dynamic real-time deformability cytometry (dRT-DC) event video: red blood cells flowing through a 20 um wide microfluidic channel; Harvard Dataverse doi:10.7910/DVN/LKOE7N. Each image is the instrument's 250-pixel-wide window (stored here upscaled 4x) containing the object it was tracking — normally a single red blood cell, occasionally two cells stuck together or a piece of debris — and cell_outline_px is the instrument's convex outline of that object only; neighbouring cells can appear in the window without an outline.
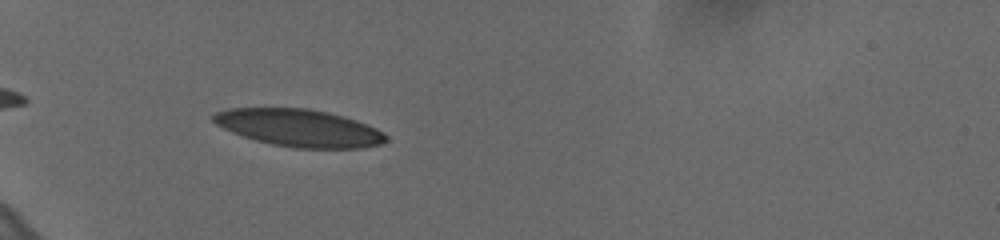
{"species": "human", "species_latin": "Homo sapiens", "temperature_condition": "cold", "stored_images_in_passage": 16, "camera_frame_rate_fps": 3000, "um_per_image_px": 0.085, "donor": {"sex": "female"}, "frame": {"image": 1, "passage_image": 3, "time_ms": 0.667, "image_size_px": [1000, 240], "cell_outline_px": [[388, 140], [380, 144], [360, 148], [292, 148], [272, 144], [256, 140], [232, 132], [216, 124], [212, 120], [212, 116], [216, 112], [228, 108], [308, 108], [328, 112], [356, 120], [376, 128], [384, 132], [388, 136]], "centroid_in_image_um": [25.44, 10.87], "position_along_channel_um": 59.6, "area_um2": 37.51}}
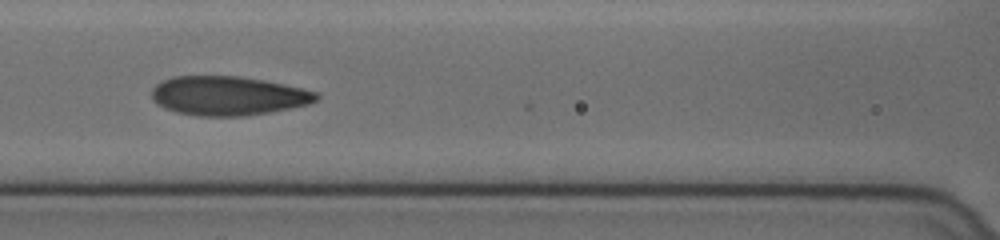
{"frame": {"image": 2, "passage_image": 11, "time_ms": 3.333, "image_size_px": [1000, 240], "cell_outline_px": [[320, 96], [316, 100], [308, 104], [268, 112], [244, 116], [196, 116], [176, 112], [164, 108], [152, 100], [152, 88], [156, 84], [172, 76], [240, 76], [264, 80], [300, 88], [316, 92]], "centroid_in_image_um": [19.33, 8.14], "position_along_channel_um": 147.3, "area_um2": 37.4}}
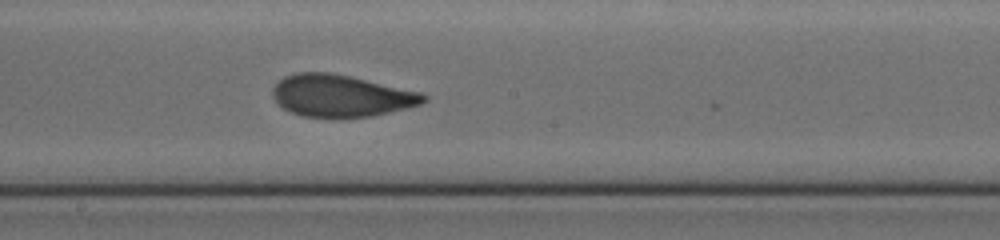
{"frame": {"image": 3, "passage_image": 16, "time_ms": 5.0, "image_size_px": [1000, 240], "cell_outline_px": [[428, 100], [420, 104], [408, 108], [372, 116], [304, 116], [292, 112], [284, 108], [272, 96], [272, 88], [284, 76], [296, 72], [332, 72], [424, 92], [428, 96]], "centroid_in_image_um": [29.04, 8.11], "position_along_channel_um": 219.2, "area_um2": 36.82}}